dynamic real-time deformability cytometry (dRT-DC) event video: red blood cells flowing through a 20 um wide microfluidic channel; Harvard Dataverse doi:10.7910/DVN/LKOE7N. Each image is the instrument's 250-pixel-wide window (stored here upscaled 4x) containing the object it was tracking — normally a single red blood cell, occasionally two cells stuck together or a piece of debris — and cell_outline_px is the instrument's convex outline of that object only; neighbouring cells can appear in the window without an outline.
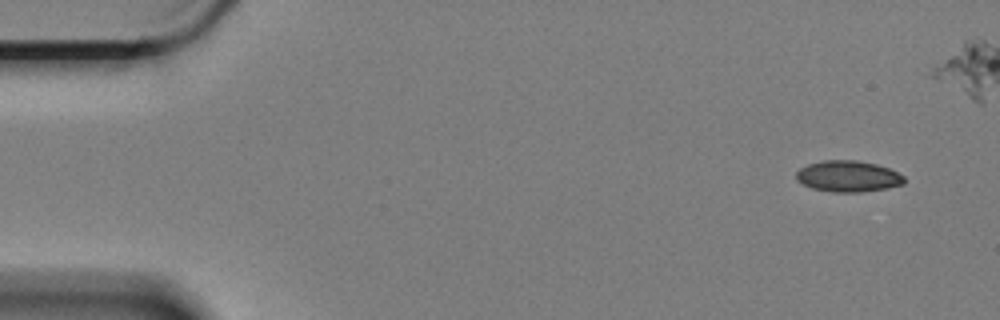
{"species": "Egyptian fruit bat (a non-hibernating species)", "species_latin": "Rousettus aegyptiacus", "temperature_condition": "cold", "stored_images_in_passage": 49, "camera_frame_rate_fps": 3000, "um_per_image_px": 0.085, "animal": {"sex": "female"}, "frame": {"image": 1, "passage_image": 1, "time_ms": 0.0, "image_size_px": [1000, 320], "cell_outline_px": [[904, 184], [888, 188], [860, 192], [832, 192], [812, 188], [796, 180], [796, 172], [800, 168], [808, 164], [824, 160], [856, 160], [876, 164], [888, 168], [904, 176]], "centroid_in_image_um": [72.08, 14.98], "position_along_channel_um": 12.9, "area_um2": 19.59}}
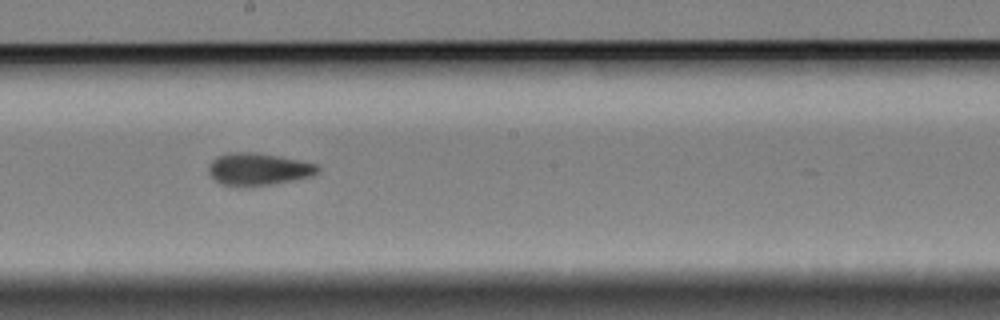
{"frame": {"image": 2, "passage_image": 30, "time_ms": 9.667, "image_size_px": [1000, 320], "cell_outline_px": [[320, 172], [312, 176], [272, 184], [220, 184], [208, 172], [208, 164], [216, 156], [228, 152], [252, 152], [280, 156], [300, 160], [316, 164], [320, 168]], "centroid_in_image_um": [21.97, 14.34], "position_along_channel_um": 226.2, "area_um2": 20.17}}
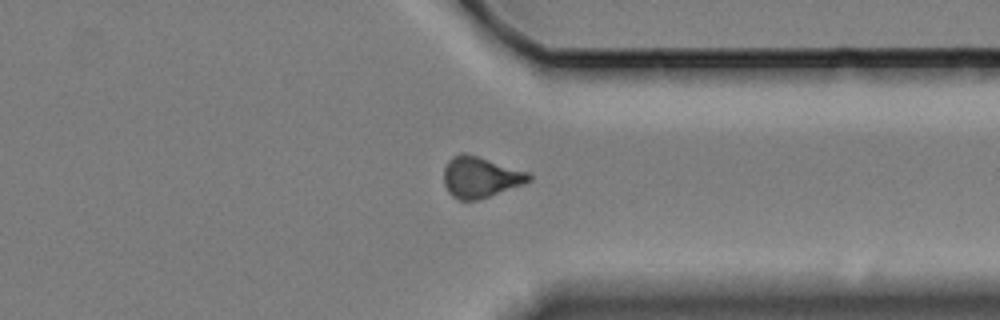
{"frame": {"image": 3, "passage_image": 43, "time_ms": 14.0, "image_size_px": [1000, 320], "cell_outline_px": [[532, 180], [524, 184], [480, 200], [460, 200], [452, 196], [448, 192], [444, 184], [444, 168], [448, 160], [452, 156], [460, 152], [464, 152], [528, 172], [532, 176]], "centroid_in_image_um": [40.82, 15.07], "position_along_channel_um": 370.6, "area_um2": 20.4}}